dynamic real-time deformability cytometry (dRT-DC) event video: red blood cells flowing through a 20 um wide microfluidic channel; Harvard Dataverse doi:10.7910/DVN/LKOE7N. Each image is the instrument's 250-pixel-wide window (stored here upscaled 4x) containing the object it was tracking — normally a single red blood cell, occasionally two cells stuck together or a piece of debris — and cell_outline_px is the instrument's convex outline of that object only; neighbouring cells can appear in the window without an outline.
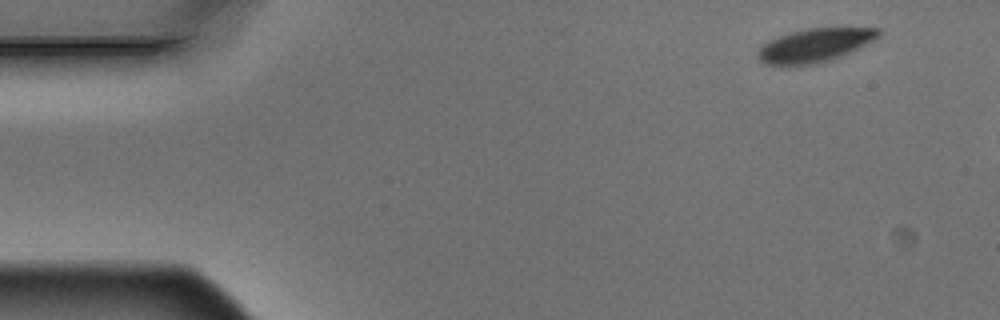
{"species": "Egyptian fruit bat (a non-hibernating species)", "species_latin": "Rousettus aegyptiacus", "temperature_condition": "warm", "stored_images_in_passage": 4, "camera_frame_rate_fps": 3000, "um_per_image_px": 0.085, "animal": {"sex": "male"}, "frame": {"image": 1, "passage_image": 1, "time_ms": 0.0, "image_size_px": [1000, 320], "cell_outline_px": [[880, 36], [840, 56], [816, 64], [768, 64], [760, 60], [756, 56], [760, 48], [768, 40], [788, 32], [804, 28], [880, 28]], "centroid_in_image_um": [69.22, 3.82], "position_along_channel_um": 15.8, "area_um2": 23.06}}